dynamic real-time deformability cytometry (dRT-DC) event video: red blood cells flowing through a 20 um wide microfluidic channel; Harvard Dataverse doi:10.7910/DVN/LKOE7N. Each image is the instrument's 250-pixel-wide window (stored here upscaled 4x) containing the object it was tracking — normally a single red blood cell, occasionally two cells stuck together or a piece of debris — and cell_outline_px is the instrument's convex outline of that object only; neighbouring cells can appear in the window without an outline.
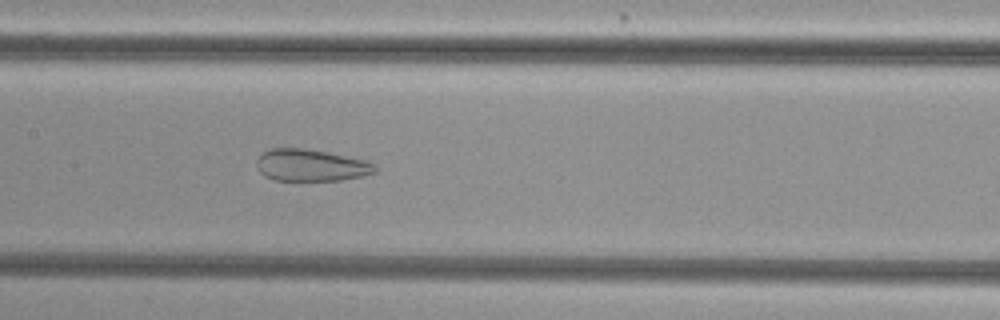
{"species": "common noctule bat (a hibernating species)", "species_latin": "Nyctalus noctula", "temperature_condition": "cold", "stored_images_in_passage": 36, "camera_frame_rate_fps": 3000, "um_per_image_px": 0.085, "animal": {"sex": "female", "body_mass_g": 29.2, "forearm_length_mm": 56.3}, "frame": {"image": 1, "passage_image": 9, "time_ms": 2.667, "image_size_px": [1000, 320], "cell_outline_px": [[380, 168], [376, 172], [364, 176], [340, 180], [272, 180], [264, 176], [260, 172], [256, 164], [256, 160], [264, 152], [272, 148], [304, 148], [328, 152], [368, 160], [376, 164]], "centroid_in_image_um": [26.49, 14.05], "position_along_channel_um": 180.9, "area_um2": 22.31}}
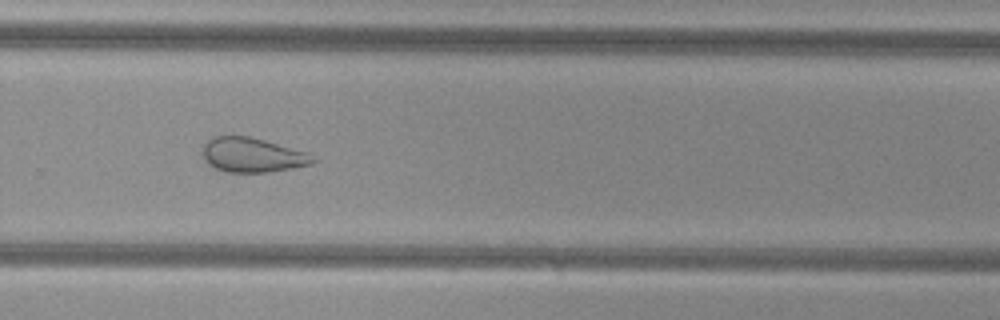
{"frame": {"image": 2, "passage_image": 19, "time_ms": 6.0, "image_size_px": [1000, 320], "cell_outline_px": [[320, 160], [312, 164], [292, 168], [268, 172], [224, 172], [208, 164], [204, 160], [204, 144], [212, 136], [248, 136], [264, 140], [308, 152]], "centroid_in_image_um": [21.49, 13.18], "position_along_channel_um": 308.3, "area_um2": 22.25}}
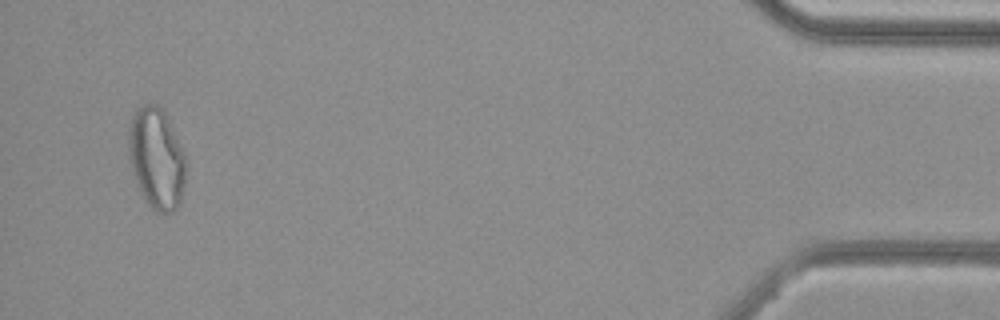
{"frame": {"image": 3, "passage_image": 34, "time_ms": 11.0, "image_size_px": [1000, 320], "cell_outline_px": [[188, 164], [180, 204], [172, 212], [156, 212], [144, 200], [136, 184], [128, 156], [128, 132], [132, 116], [136, 108], [144, 104], [156, 104], [164, 108], [188, 160]], "centroid_in_image_um": [13.32, 13.44], "position_along_channel_um": 421.9, "area_um2": 34.62}}